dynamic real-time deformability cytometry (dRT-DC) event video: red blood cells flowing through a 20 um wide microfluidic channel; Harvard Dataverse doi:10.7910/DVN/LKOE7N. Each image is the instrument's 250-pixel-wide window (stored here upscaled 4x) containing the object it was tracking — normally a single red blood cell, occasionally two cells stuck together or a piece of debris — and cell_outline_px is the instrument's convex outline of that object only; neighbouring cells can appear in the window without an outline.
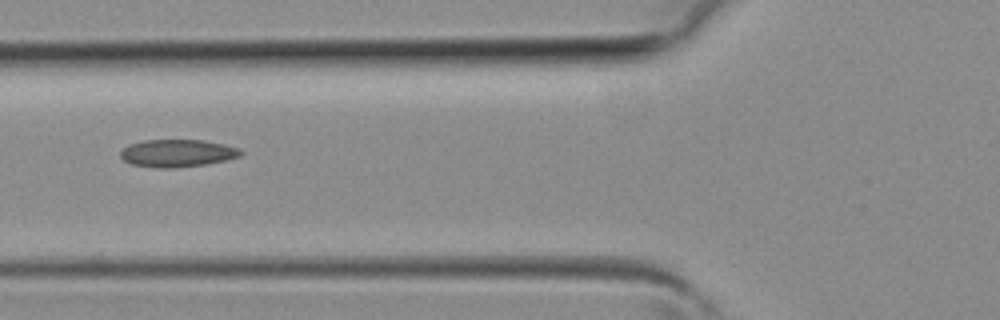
{"species": "common noctule bat (a hibernating species)", "species_latin": "Nyctalus noctula", "temperature_condition": "room temperature", "stored_images_in_passage": 3, "camera_frame_rate_fps": 3000, "um_per_image_px": 0.085, "animal": {"sex": "female", "body_mass_g": 19.3, "forearm_length_mm": 54.1}, "frame": {"image": 1, "passage_image": 3, "time_ms": 0.667, "image_size_px": [1000, 320], "cell_outline_px": [[244, 152], [240, 156], [208, 164], [176, 168], [156, 168], [132, 164], [124, 160], [120, 156], [120, 152], [128, 144], [144, 140], [204, 140], [224, 144], [240, 148]], "centroid_in_image_um": [15.09, 13.02], "position_along_channel_um": 110.7, "area_um2": 19.42}}